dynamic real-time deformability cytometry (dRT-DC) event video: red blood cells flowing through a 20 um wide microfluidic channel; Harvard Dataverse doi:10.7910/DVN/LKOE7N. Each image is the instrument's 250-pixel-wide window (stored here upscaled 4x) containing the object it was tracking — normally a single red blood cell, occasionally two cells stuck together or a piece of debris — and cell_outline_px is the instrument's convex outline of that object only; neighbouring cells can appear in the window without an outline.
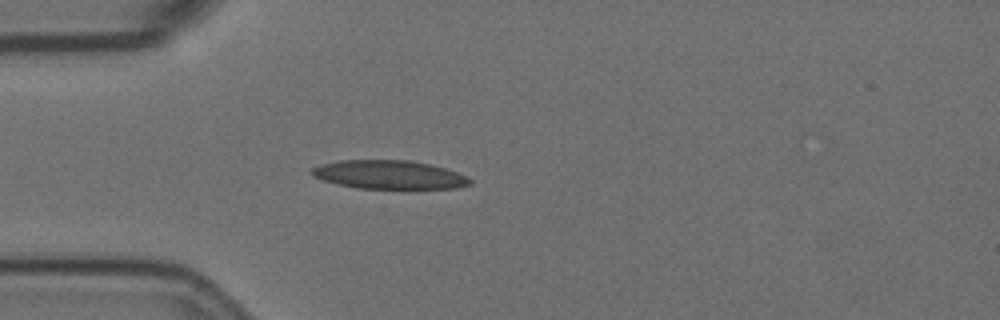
{"species": "Egyptian fruit bat (a non-hibernating species)", "species_latin": "Rousettus aegyptiacus", "temperature_condition": "room temperature", "stored_images_in_passage": 32, "camera_frame_rate_fps": 3000, "um_per_image_px": 0.085, "animal": {"sex": "female"}, "frame": {"image": 1, "passage_image": 1, "time_ms": 0.0, "image_size_px": [1000, 320], "cell_outline_px": [[472, 184], [456, 188], [356, 188], [336, 184], [312, 176], [308, 172], [312, 168], [320, 164], [336, 160], [408, 160], [428, 164], [444, 168], [456, 172], [472, 180]], "centroid_in_image_um": [33.0, 14.84], "position_along_channel_um": 52.0, "area_um2": 26.3}}
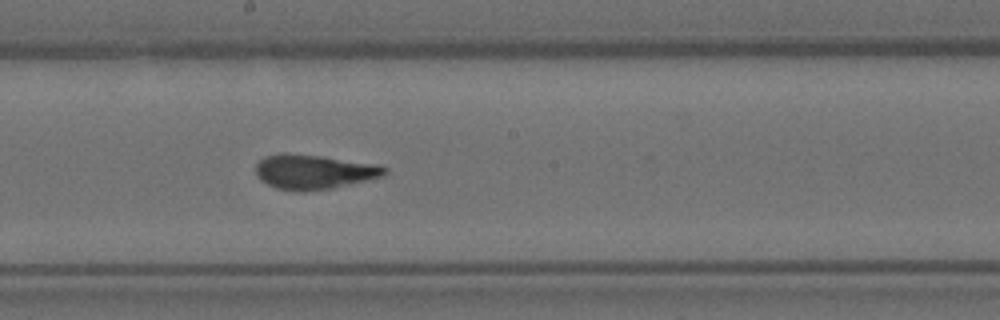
{"frame": {"image": 2, "passage_image": 16, "time_ms": 5.0, "image_size_px": [1000, 320], "cell_outline_px": [[388, 172], [384, 176], [332, 188], [304, 192], [276, 188], [260, 180], [256, 176], [256, 164], [264, 156], [280, 152], [288, 152], [320, 156], [380, 164], [388, 168]], "centroid_in_image_um": [26.68, 14.59], "position_along_channel_um": 221.5, "area_um2": 26.3}}
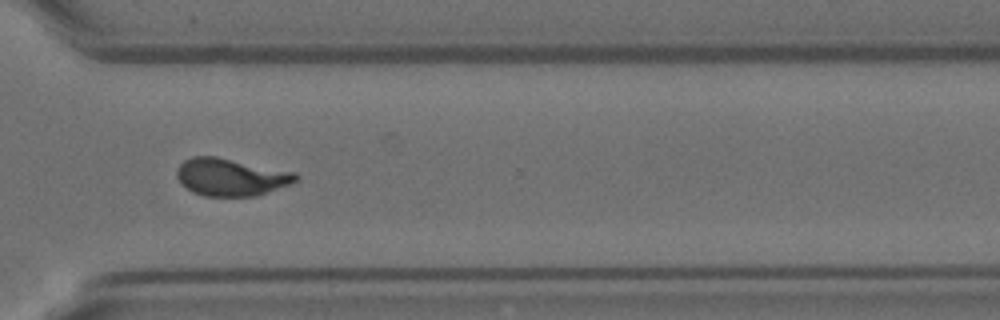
{"frame": {"image": 3, "passage_image": 27, "time_ms": 8.667, "image_size_px": [1000, 320], "cell_outline_px": [[300, 180], [292, 184], [256, 196], [204, 196], [192, 192], [180, 184], [176, 176], [176, 172], [180, 164], [184, 160], [192, 156], [216, 156], [296, 172], [300, 176]], "centroid_in_image_um": [19.65, 15.05], "position_along_channel_um": 351.0, "area_um2": 26.36}, "authors_computed_cell_mechanics": {"area_um2": 25.5476, "velocity_mm_per_s": 3.5435, "shape_relaxation_time_tau1_ms": 5.5884, "shape_relaxation_time_tau2_ms": 0.9985, "deformation_change_tau1": 0.1915, "deformation_change_tau2": 0.0935}}